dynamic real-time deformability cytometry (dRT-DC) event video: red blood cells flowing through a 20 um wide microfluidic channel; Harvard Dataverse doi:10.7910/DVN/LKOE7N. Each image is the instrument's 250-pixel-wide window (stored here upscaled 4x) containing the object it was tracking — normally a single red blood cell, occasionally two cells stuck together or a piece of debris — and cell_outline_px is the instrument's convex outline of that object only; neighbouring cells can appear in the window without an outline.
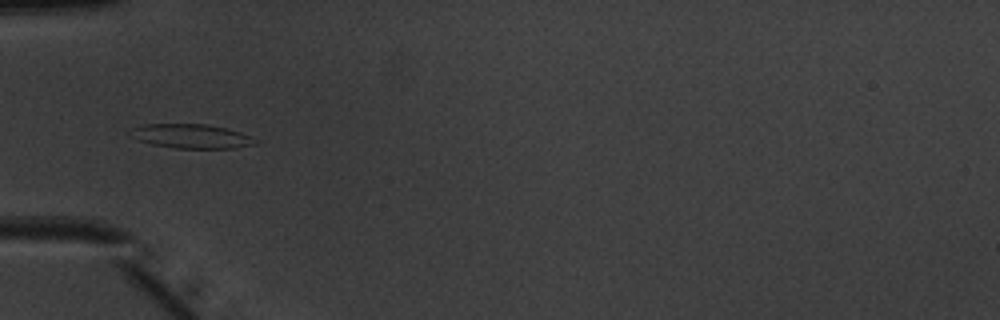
{"species": "common noctule bat (a hibernating species)", "species_latin": "Nyctalus noctula", "temperature_condition": "warm", "stored_images_in_passage": 35, "camera_frame_rate_fps": 3000, "um_per_image_px": 0.085, "animal": {"sex": "male", "body_mass_g": 20.1, "forearm_length_mm": 53.5}, "frame": {"image": 1, "passage_image": 1, "time_ms": 0.0, "image_size_px": [1000, 320], "cell_outline_px": [[256, 144], [232, 148], [176, 148], [152, 144], [136, 140], [132, 128], [144, 124], [208, 124], [228, 128], [252, 136], [256, 140]], "centroid_in_image_um": [16.31, 11.57], "position_along_channel_um": 68.7, "area_um2": 17.46}}
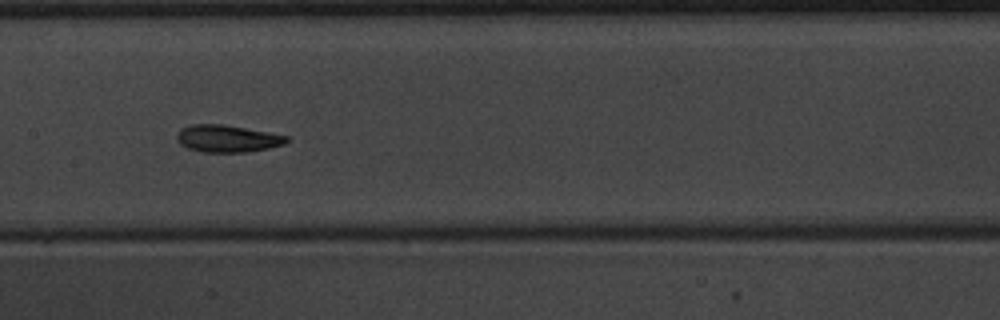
{"frame": {"image": 2, "passage_image": 10, "time_ms": 3.0, "image_size_px": [1000, 320], "cell_outline_px": [[292, 140], [284, 144], [268, 148], [244, 152], [200, 152], [188, 148], [180, 144], [176, 140], [176, 136], [180, 128], [192, 124], [224, 124], [268, 132], [288, 136]], "centroid_in_image_um": [19.31, 11.77], "position_along_channel_um": 188.1, "area_um2": 17.51}}
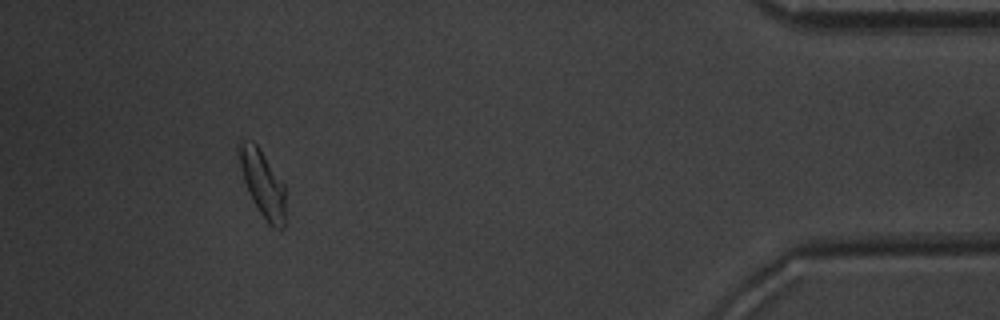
{"frame": {"image": 3, "passage_image": 31, "time_ms": 10.0, "image_size_px": [1000, 320], "cell_outline_px": [[284, 228], [276, 228], [268, 224], [252, 200], [244, 180], [236, 148], [240, 140], [252, 140], [256, 144], [284, 184]], "centroid_in_image_um": [22.29, 15.57], "position_along_channel_um": 412.9, "area_um2": 17.63}, "authors_computed_cell_mechanics": {"area_um2": 17.4556, "velocity_mm_per_s": 3.9905, "shape_relaxation_time_tau1_ms": 4.1731, "shape_relaxation_time_tau2_ms": 3.9035, "deformation_change_tau1": 0.1328, "deformation_change_tau2": 0.1119}}